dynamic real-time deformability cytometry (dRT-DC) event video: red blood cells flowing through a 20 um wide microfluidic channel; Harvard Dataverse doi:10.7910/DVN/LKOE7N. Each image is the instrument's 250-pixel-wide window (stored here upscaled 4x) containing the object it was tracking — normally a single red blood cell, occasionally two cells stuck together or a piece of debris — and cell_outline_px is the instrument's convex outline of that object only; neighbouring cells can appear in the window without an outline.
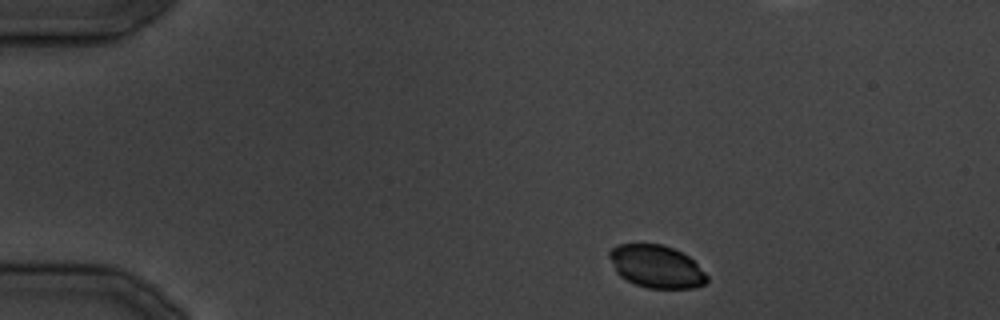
{"species": "common noctule bat (a hibernating species)", "species_latin": "Nyctalus noctula", "temperature_condition": "cold", "stored_images_in_passage": 20, "camera_frame_rate_fps": 3000, "um_per_image_px": 0.085, "animal": {"sex": "male", "body_mass_g": 19.5, "forearm_length_mm": 54.6}, "frame": {"image": 1, "passage_image": 1, "time_ms": 0.0, "image_size_px": [1000, 320], "cell_outline_px": [[708, 280], [704, 284], [696, 288], [648, 288], [636, 284], [620, 276], [616, 272], [608, 256], [608, 252], [616, 244], [664, 244], [688, 256], [708, 276]], "centroid_in_image_um": [55.77, 22.65], "position_along_channel_um": 29.2, "area_um2": 24.16}}
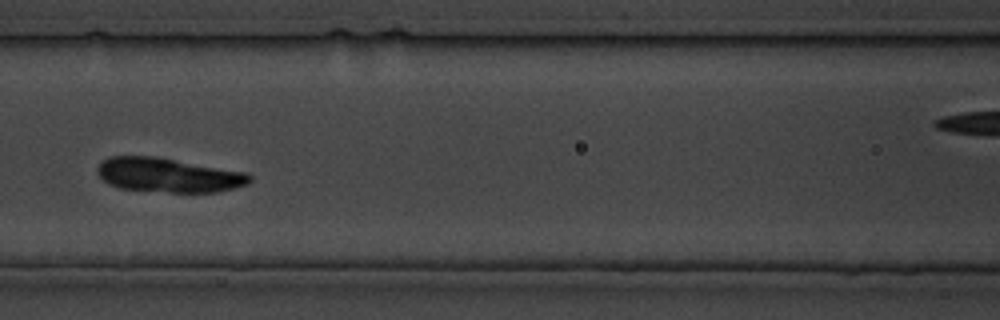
{"frame": {"image": 2, "passage_image": 11, "time_ms": 12.333, "image_size_px": [1000, 320], "cell_outline_px": [[252, 180], [248, 184], [216, 192], [168, 192], [120, 188], [108, 184], [96, 172], [96, 168], [100, 160], [108, 156], [156, 156], [248, 172], [252, 176]], "centroid_in_image_um": [14.3, 14.86], "position_along_channel_um": 152.3, "area_um2": 30.75}}